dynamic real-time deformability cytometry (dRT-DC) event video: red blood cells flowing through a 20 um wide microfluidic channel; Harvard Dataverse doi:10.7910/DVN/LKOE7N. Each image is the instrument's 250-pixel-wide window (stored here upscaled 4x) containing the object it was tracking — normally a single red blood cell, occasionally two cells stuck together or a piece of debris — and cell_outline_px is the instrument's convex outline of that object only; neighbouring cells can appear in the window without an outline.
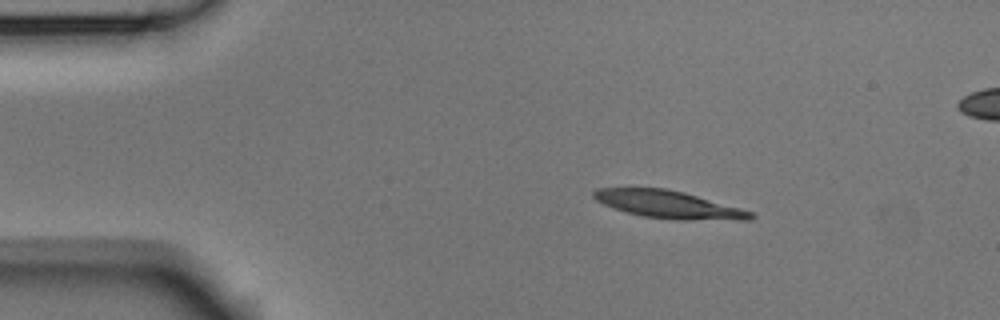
{"species": "Egyptian fruit bat (a non-hibernating species)", "species_latin": "Rousettus aegyptiacus", "temperature_condition": "room temperature", "stored_images_in_passage": 4, "camera_frame_rate_fps": 3000, "um_per_image_px": 0.085, "animal": {"sex": "male"}, "frame": {"image": 1, "passage_image": 1, "time_ms": 0.0, "image_size_px": [1000, 320], "cell_outline_px": [[756, 216], [752, 220], [676, 220], [644, 216], [628, 212], [604, 204], [596, 200], [592, 196], [592, 192], [596, 188], [664, 188], [684, 192], [740, 208], [752, 212]], "centroid_in_image_um": [56.86, 17.39], "position_along_channel_um": 28.1, "area_um2": 25.09}}
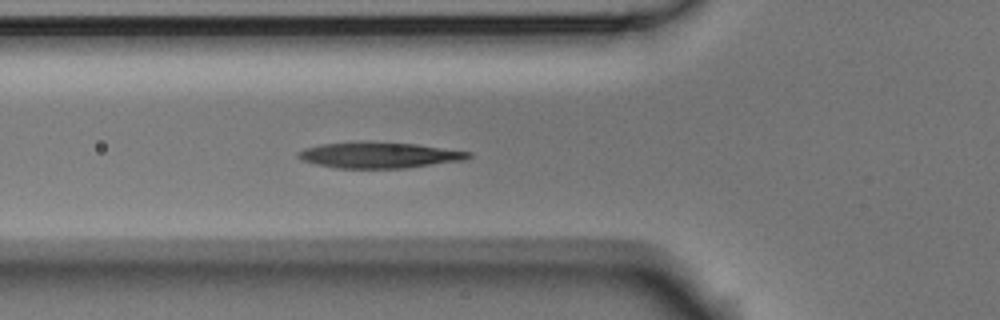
{"frame": {"image": 2, "passage_image": 4, "time_ms": 1.0, "image_size_px": [1000, 320], "cell_outline_px": [[472, 156], [464, 160], [404, 168], [336, 168], [316, 164], [300, 160], [296, 156], [296, 152], [304, 148], [320, 144], [360, 140], [364, 140], [416, 144], [472, 152]], "centroid_in_image_um": [32.16, 13.16], "position_along_channel_um": 93.6, "area_um2": 26.18}}